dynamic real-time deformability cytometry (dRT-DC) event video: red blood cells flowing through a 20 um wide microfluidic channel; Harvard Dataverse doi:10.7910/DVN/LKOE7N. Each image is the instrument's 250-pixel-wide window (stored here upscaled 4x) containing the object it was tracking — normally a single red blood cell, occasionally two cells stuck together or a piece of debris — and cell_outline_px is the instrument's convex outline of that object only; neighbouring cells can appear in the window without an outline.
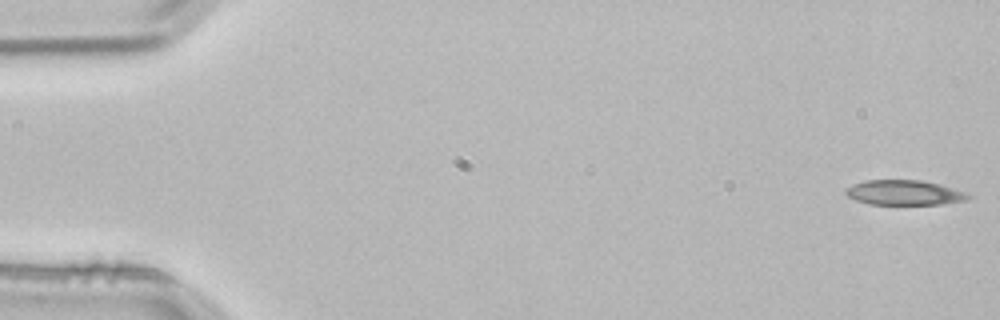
{"species": "common noctule bat (a hibernating species)", "species_latin": "Nyctalus noctula", "temperature_condition": "room temperature", "stored_images_in_passage": 53, "camera_frame_rate_fps": 3000, "um_per_image_px": 0.085, "animal": {"sex": "male", "body_mass_g": 21.5, "forearm_length_mm": 52.0}, "frame": {"image": 1, "passage_image": 1, "time_ms": 0.0, "image_size_px": [1000, 320], "cell_outline_px": [[972, 196], [968, 200], [940, 204], [868, 204], [856, 200], [848, 196], [844, 192], [844, 188], [852, 184], [864, 180], [920, 180], [940, 184], [968, 192]], "centroid_in_image_um": [76.87, 16.37], "position_along_channel_um": 8.1, "area_um2": 17.98}}
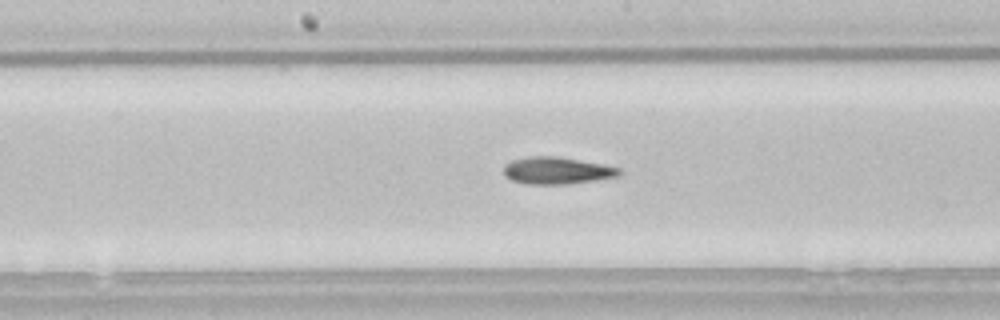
{"frame": {"image": 2, "passage_image": 27, "time_ms": 8.667, "image_size_px": [1000, 320], "cell_outline_px": [[620, 172], [616, 176], [568, 184], [528, 184], [512, 180], [504, 176], [504, 164], [512, 160], [532, 156], [556, 156], [600, 164], [620, 168]], "centroid_in_image_um": [47.25, 14.5], "position_along_channel_um": 200.9, "area_um2": 17.86}}
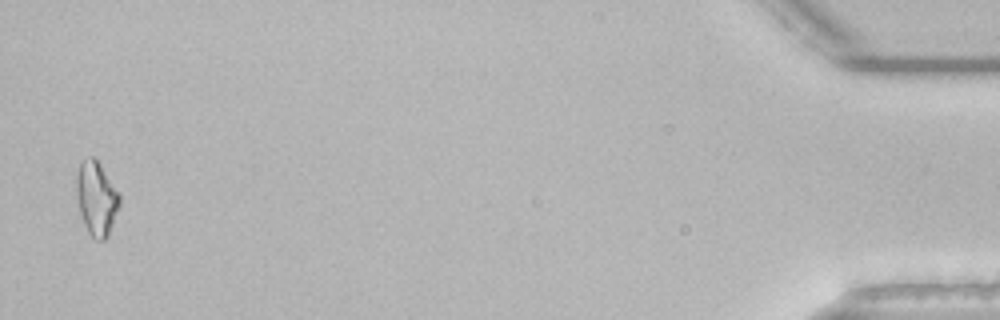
{"frame": {"image": 3, "passage_image": 52, "time_ms": 17.0, "image_size_px": [1000, 320], "cell_outline_px": [[120, 204], [108, 236], [104, 240], [92, 240], [84, 224], [80, 212], [76, 196], [76, 176], [80, 164], [84, 160], [92, 156], [100, 164], [120, 192]], "centroid_in_image_um": [8.21, 16.89], "position_along_channel_um": 427.0, "area_um2": 18.67}, "authors_computed_cell_mechanics": {"area_um2": 17.918, "velocity_mm_per_s": 3.8448, "shape_relaxation_time_tau1_ms": null, "shape_relaxation_time_tau2_ms": 10.9215, "deformation_change_tau1": null, "deformation_change_tau2": 0.2336}}